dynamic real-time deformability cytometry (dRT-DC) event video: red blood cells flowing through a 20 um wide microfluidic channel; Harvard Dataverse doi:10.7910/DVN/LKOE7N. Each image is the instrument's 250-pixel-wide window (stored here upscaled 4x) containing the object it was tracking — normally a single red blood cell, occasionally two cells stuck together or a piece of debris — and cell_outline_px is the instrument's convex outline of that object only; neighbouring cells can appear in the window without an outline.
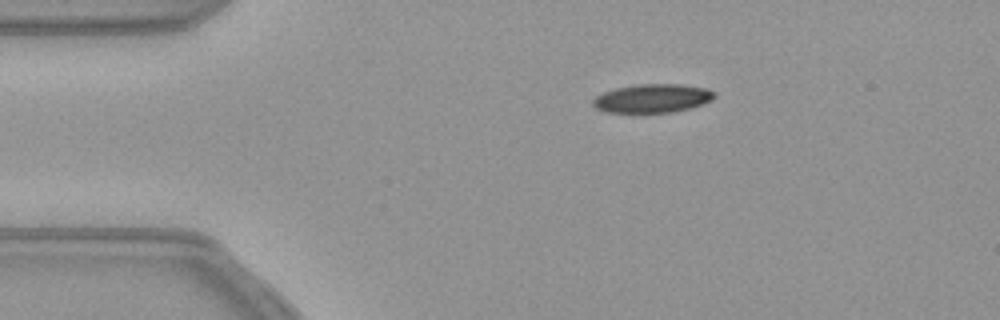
{"species": "common noctule bat (a hibernating species)", "species_latin": "Nyctalus noctula", "temperature_condition": "warm", "stored_images_in_passage": 45, "camera_frame_rate_fps": 3000, "um_per_image_px": 0.085, "animal": {"sex": "female", "body_mass_g": 21.9}, "frame": {"image": 1, "passage_image": 1, "time_ms": 0.0, "image_size_px": [1000, 320], "cell_outline_px": [[716, 96], [712, 100], [704, 104], [672, 112], [604, 112], [596, 108], [592, 104], [592, 100], [596, 96], [604, 92], [616, 88], [636, 84], [680, 84], [708, 88], [716, 92]], "centroid_in_image_um": [55.48, 8.35], "position_along_channel_um": 29.5, "area_um2": 20.35}}
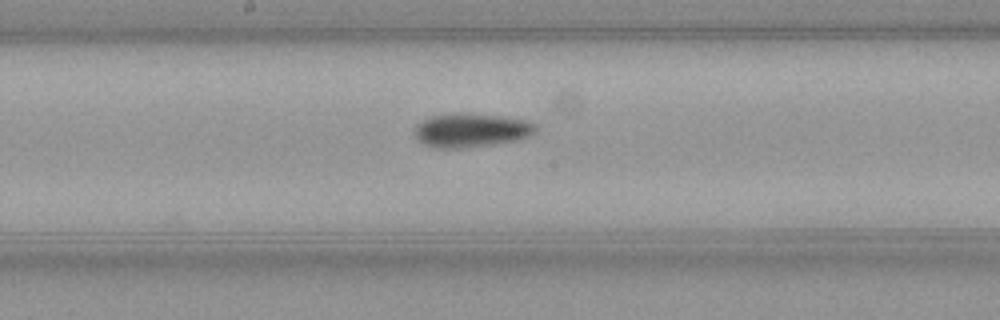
{"frame": {"image": 2, "passage_image": 19, "time_ms": 6.0, "image_size_px": [1000, 320], "cell_outline_px": [[536, 132], [520, 140], [492, 144], [460, 148], [436, 148], [424, 144], [412, 132], [412, 128], [420, 120], [432, 116], [456, 112], [500, 116], [528, 120], [536, 124]], "centroid_in_image_um": [40.02, 11.06], "position_along_channel_um": 208.2, "area_um2": 24.16}}
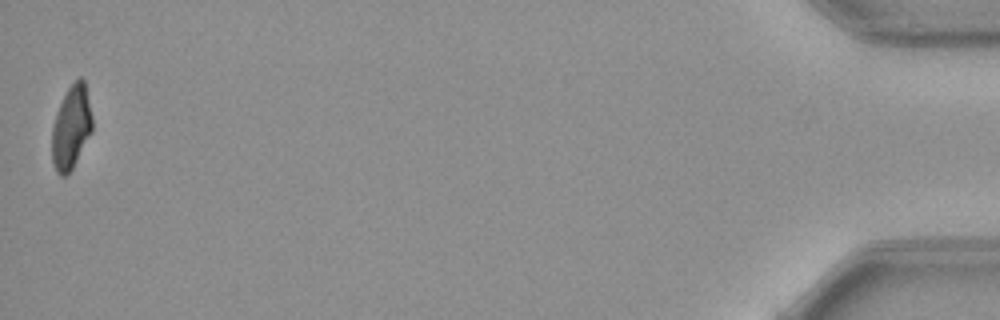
{"frame": {"image": 3, "passage_image": 45, "time_ms": 14.667, "image_size_px": [1000, 320], "cell_outline_px": [[92, 132], [68, 176], [60, 176], [56, 172], [52, 164], [52, 124], [56, 112], [68, 88], [80, 76], [84, 80], [92, 116]], "centroid_in_image_um": [6.04, 10.87], "position_along_channel_um": 429.2, "area_um2": 19.65}}